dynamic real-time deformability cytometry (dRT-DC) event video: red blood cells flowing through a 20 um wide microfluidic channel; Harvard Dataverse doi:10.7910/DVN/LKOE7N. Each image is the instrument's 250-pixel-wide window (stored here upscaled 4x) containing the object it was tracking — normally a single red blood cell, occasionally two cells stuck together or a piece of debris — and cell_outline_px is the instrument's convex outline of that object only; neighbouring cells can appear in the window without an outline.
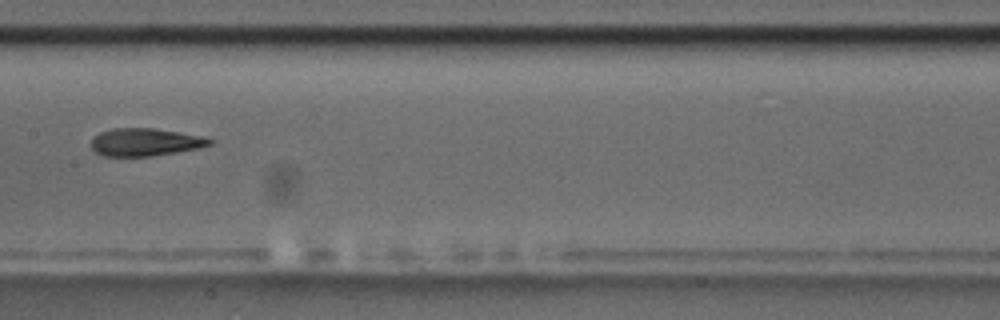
{"species": "common noctule bat (a hibernating species)", "species_latin": "Nyctalus noctula", "temperature_condition": "room temperature", "stored_images_in_passage": 13, "camera_frame_rate_fps": 3000, "um_per_image_px": 0.085, "animal": {"sex": "male", "body_mass_g": 17.5, "forearm_length_mm": 52.3}, "frame": {"image": 1, "passage_image": 8, "time_ms": 9.333, "image_size_px": [1000, 320], "cell_outline_px": [[216, 140], [212, 144], [200, 148], [152, 156], [104, 156], [96, 152], [92, 148], [92, 136], [100, 132], [112, 128], [156, 128], [204, 136]], "centroid_in_image_um": [12.38, 12.07], "position_along_channel_um": 195.0, "area_um2": 19.36}}
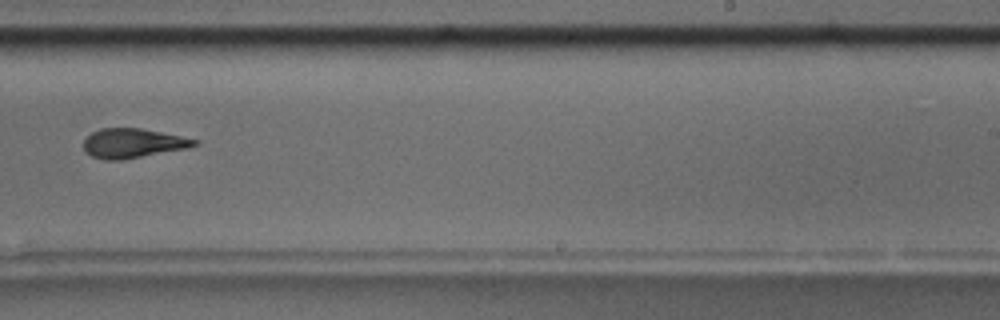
{"frame": {"image": 2, "passage_image": 10, "time_ms": 11.667, "image_size_px": [1000, 320], "cell_outline_px": [[200, 144], [184, 148], [120, 160], [104, 160], [92, 156], [84, 152], [84, 140], [92, 132], [100, 128], [140, 128], [200, 140]], "centroid_in_image_um": [11.25, 12.17], "position_along_channel_um": 277.7, "area_um2": 18.73}, "authors_computed_cell_mechanics": {"area_um2": 19.8254, "velocity_mm_per_s": 3.5455, "shape_relaxation_time_tau1_ms": null, "shape_relaxation_time_tau2_ms": 2.6251, "deformation_change_tau1": null, "deformation_change_tau2": 0.0947}}